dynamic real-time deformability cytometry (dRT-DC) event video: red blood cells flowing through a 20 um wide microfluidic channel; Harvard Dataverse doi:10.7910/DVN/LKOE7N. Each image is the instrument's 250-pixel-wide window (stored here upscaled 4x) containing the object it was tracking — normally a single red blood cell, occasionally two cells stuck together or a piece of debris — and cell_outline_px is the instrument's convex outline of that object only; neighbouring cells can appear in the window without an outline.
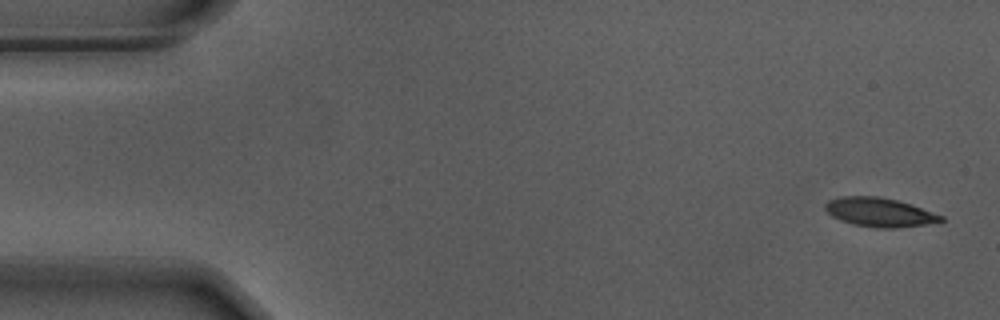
{"species": "Egyptian fruit bat (a non-hibernating species)", "species_latin": "Rousettus aegyptiacus", "temperature_condition": "warm", "stored_images_in_passage": 54, "camera_frame_rate_fps": 3000, "um_per_image_px": 0.085, "animal": {"sex": "male"}, "frame": {"image": 1, "passage_image": 1, "time_ms": 0.0, "image_size_px": [1000, 320], "cell_outline_px": [[944, 220], [924, 224], [896, 228], [876, 228], [852, 224], [840, 220], [832, 216], [824, 208], [824, 204], [828, 200], [840, 196], [880, 196], [912, 204], [944, 216]], "centroid_in_image_um": [74.73, 18.03], "position_along_channel_um": 10.3, "area_um2": 19.59}}
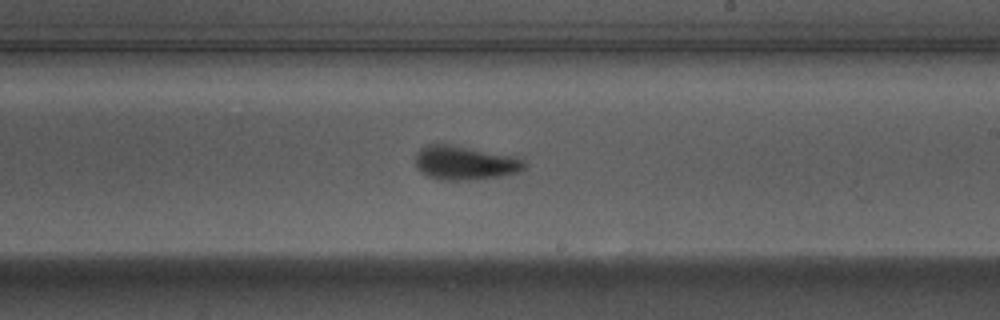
{"frame": {"image": 2, "passage_image": 31, "time_ms": 10.0, "image_size_px": [1000, 320], "cell_outline_px": [[528, 164], [520, 172], [500, 176], [464, 180], [440, 180], [428, 176], [420, 172], [416, 168], [416, 152], [420, 148], [428, 144], [448, 144], [512, 156], [524, 160]], "centroid_in_image_um": [39.48, 13.85], "position_along_channel_um": 249.5, "area_um2": 21.44}}
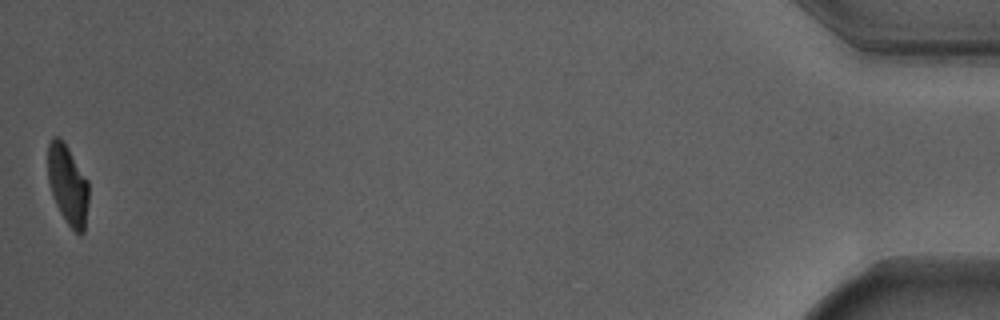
{"frame": {"image": 3, "passage_image": 54, "time_ms": 17.667, "image_size_px": [1000, 320], "cell_outline_px": [[88, 204], [84, 232], [80, 236], [64, 220], [52, 196], [48, 180], [48, 144], [52, 136], [56, 136], [68, 148], [88, 180]], "centroid_in_image_um": [5.76, 15.73], "position_along_channel_um": 429.4, "area_um2": 18.9}, "authors_computed_cell_mechanics": {"area_um2": 20.5768, "velocity_mm_per_s": 3.6856, "shape_relaxation_time_tau1_ms": 3.16, "shape_relaxation_time_tau2_ms": 1.2423, "deformation_change_tau1": 0.1802, "deformation_change_tau2": 0.0801}}